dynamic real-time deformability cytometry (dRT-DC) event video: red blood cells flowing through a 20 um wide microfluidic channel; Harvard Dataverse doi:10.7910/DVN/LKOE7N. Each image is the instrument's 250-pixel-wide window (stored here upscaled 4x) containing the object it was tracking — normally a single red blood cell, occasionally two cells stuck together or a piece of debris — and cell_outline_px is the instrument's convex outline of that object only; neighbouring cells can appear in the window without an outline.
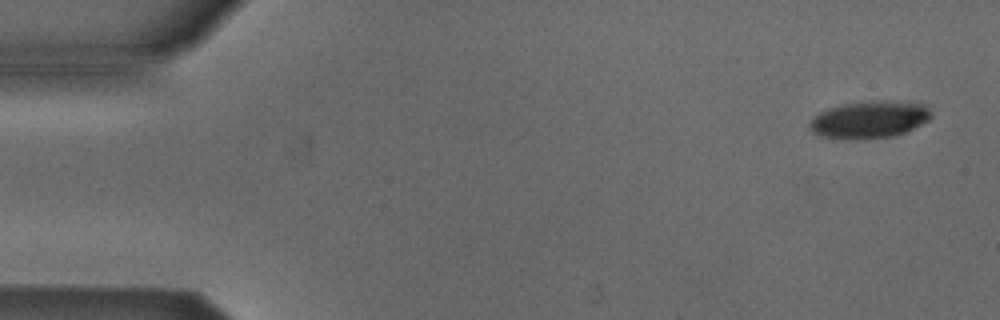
{"species": "Egyptian fruit bat (a non-hibernating species)", "species_latin": "Rousettus aegyptiacus", "temperature_condition": "cold", "stored_images_in_passage": 7, "camera_frame_rate_fps": 3000, "um_per_image_px": 0.085, "animal": {"sex": "male"}, "frame": {"image": 1, "passage_image": 1, "time_ms": 0.0, "image_size_px": [1000, 320], "cell_outline_px": [[932, 116], [928, 120], [904, 132], [892, 136], [820, 136], [812, 132], [808, 124], [820, 112], [828, 108], [844, 104], [872, 100], [884, 100], [924, 104], [932, 112]], "centroid_in_image_um": [73.93, 10.1], "position_along_channel_um": 11.1, "area_um2": 25.2}}
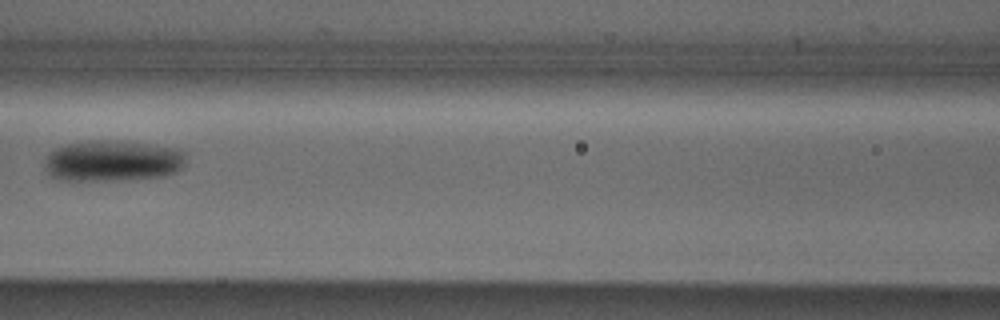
{"frame": {"image": 2, "passage_image": 6, "time_ms": 1.667, "image_size_px": [1000, 320], "cell_outline_px": [[184, 164], [180, 168], [164, 176], [128, 180], [56, 180], [48, 176], [44, 168], [44, 160], [48, 152], [56, 148], [68, 144], [92, 140], [124, 140], [180, 148], [184, 152]], "centroid_in_image_um": [9.52, 13.67], "position_along_channel_um": 157.1, "area_um2": 34.45}}
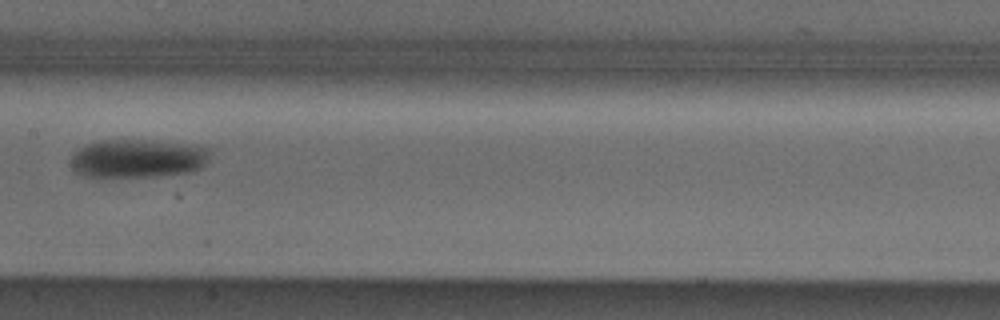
{"frame": {"image": 3, "passage_image": 7, "time_ms": 2.0, "image_size_px": [1000, 320], "cell_outline_px": [[208, 160], [200, 168], [192, 172], [156, 176], [84, 176], [76, 172], [72, 168], [68, 160], [72, 152], [76, 148], [100, 140], [152, 140], [192, 144], [208, 148]], "centroid_in_image_um": [11.66, 13.45], "position_along_channel_um": 195.7, "area_um2": 31.5}}